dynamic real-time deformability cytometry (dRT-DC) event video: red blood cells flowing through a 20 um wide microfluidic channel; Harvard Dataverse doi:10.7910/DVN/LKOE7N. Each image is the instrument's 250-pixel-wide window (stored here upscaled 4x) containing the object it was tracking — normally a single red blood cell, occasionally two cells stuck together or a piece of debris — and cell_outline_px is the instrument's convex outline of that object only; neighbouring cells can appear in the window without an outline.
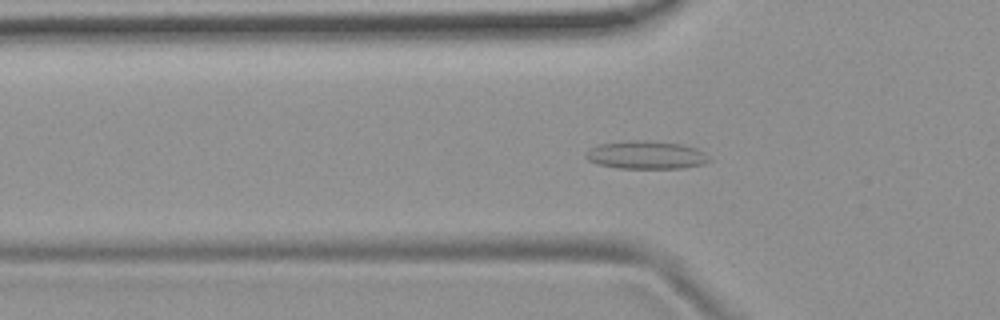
{"species": "common noctule bat (a hibernating species)", "species_latin": "Nyctalus noctula", "temperature_condition": "room temperature", "stored_images_in_passage": 53, "camera_frame_rate_fps": 3000, "um_per_image_px": 0.085, "animal": {"sex": "female", "body_mass_g": 19.9}, "frame": {"image": 1, "passage_image": 17, "time_ms": 5.333, "image_size_px": [1000, 320], "cell_outline_px": [[712, 160], [704, 164], [684, 168], [616, 168], [596, 164], [588, 160], [584, 156], [584, 152], [600, 144], [624, 140], [644, 140], [680, 144], [696, 148], [704, 152]], "centroid_in_image_um": [54.9, 13.18], "position_along_channel_um": 70.9, "area_um2": 20.35}}
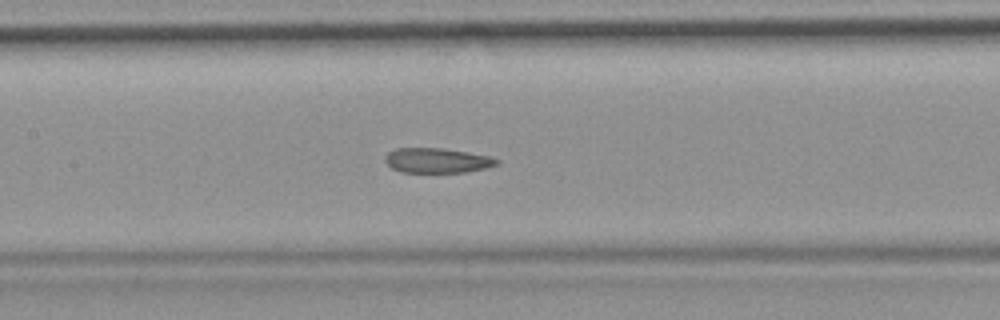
{"frame": {"image": 2, "passage_image": 25, "time_ms": 8.0, "image_size_px": [1000, 320], "cell_outline_px": [[500, 164], [484, 168], [464, 172], [400, 172], [392, 168], [384, 160], [384, 156], [388, 152], [396, 148], [444, 148], [468, 152], [488, 156], [500, 160]], "centroid_in_image_um": [37.13, 13.63], "position_along_channel_um": 170.3, "area_um2": 16.18}}
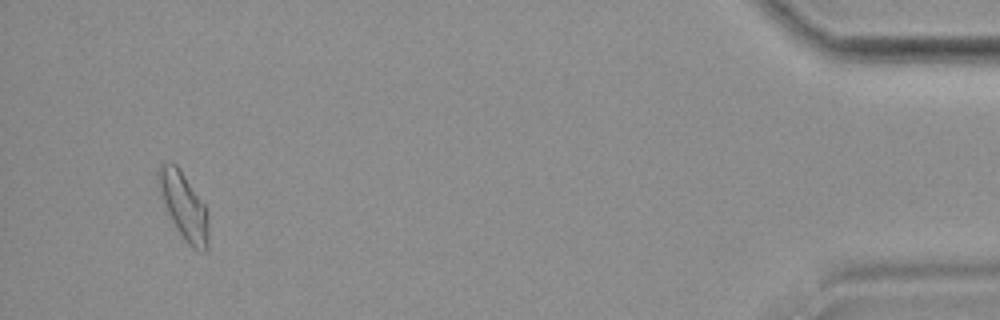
{"frame": {"image": 3, "passage_image": 51, "time_ms": 16.667, "image_size_px": [1000, 320], "cell_outline_px": [[208, 252], [204, 252], [192, 248], [184, 240], [172, 220], [160, 196], [156, 184], [156, 172], [160, 164], [176, 164], [180, 168], [208, 208]], "centroid_in_image_um": [15.63, 17.5], "position_along_channel_um": 419.6, "area_um2": 19.88}, "authors_computed_cell_mechanics": {"area_um2": 17.918, "velocity_mm_per_s": 3.7242, "shape_relaxation_time_tau1_ms": null, "shape_relaxation_time_tau2_ms": 2.0652, "deformation_change_tau1": null, "deformation_change_tau2": 0.0806}}